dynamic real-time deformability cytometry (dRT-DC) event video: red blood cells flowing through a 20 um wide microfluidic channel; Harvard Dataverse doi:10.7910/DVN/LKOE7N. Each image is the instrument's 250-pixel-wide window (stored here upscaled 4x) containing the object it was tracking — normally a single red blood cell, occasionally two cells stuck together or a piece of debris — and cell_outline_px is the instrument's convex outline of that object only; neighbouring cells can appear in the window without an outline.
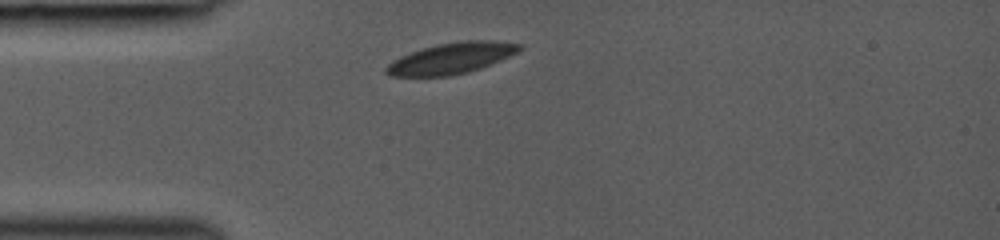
{"species": "common noctule bat (a hibernating species)", "species_latin": "Nyctalus noctula", "temperature_condition": "room temperature", "stored_images_in_passage": 19, "camera_frame_rate_fps": 3000, "um_per_image_px": 0.085, "animal": {"sex": "female", "body_mass_g": 19.0, "forearm_length_mm": 53.3}, "frame": {"image": 1, "passage_image": 1, "time_ms": 0.0, "image_size_px": [1000, 240], "cell_outline_px": [[524, 48], [500, 60], [480, 68], [468, 72], [448, 76], [388, 76], [384, 72], [384, 68], [388, 64], [400, 56], [436, 44], [464, 40], [492, 40], [524, 44]], "centroid_in_image_um": [38.36, 4.95], "position_along_channel_um": 46.6, "area_um2": 24.04}}
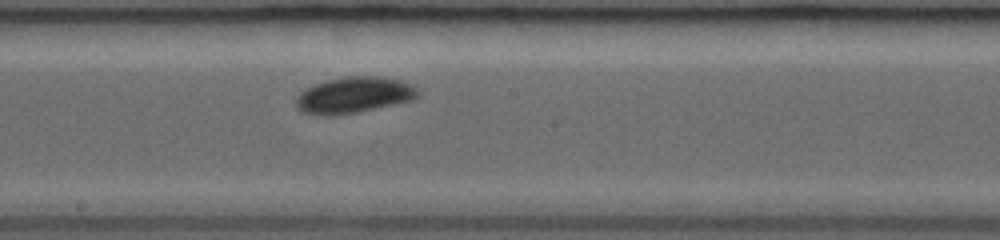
{"frame": {"image": 2, "passage_image": 6, "time_ms": 4.333, "image_size_px": [1000, 240], "cell_outline_px": [[420, 92], [412, 100], [396, 104], [356, 112], [332, 116], [312, 116], [300, 112], [296, 108], [296, 100], [300, 92], [316, 84], [328, 80], [348, 76], [376, 76], [396, 80], [408, 84], [416, 88]], "centroid_in_image_um": [30.01, 8.11], "position_along_channel_um": 218.2, "area_um2": 25.49}}
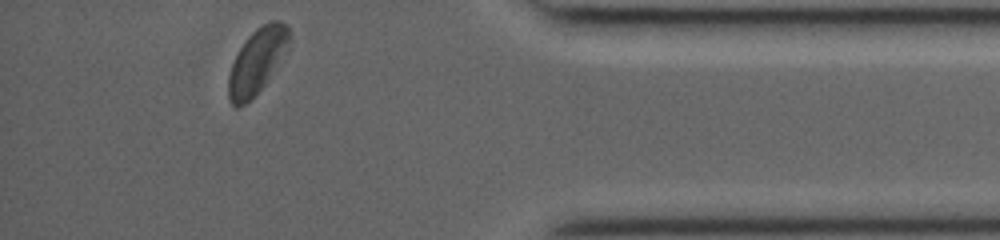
{"frame": {"image": 3, "passage_image": 19, "time_ms": 9.333, "image_size_px": [1000, 240], "cell_outline_px": [[292, 32], [288, 40], [260, 88], [244, 104], [236, 108], [228, 100], [228, 76], [232, 64], [240, 48], [248, 36], [256, 28], [272, 20], [280, 20], [288, 24]], "centroid_in_image_um": [21.78, 5.14], "position_along_channel_um": 413.4, "area_um2": 21.68}}